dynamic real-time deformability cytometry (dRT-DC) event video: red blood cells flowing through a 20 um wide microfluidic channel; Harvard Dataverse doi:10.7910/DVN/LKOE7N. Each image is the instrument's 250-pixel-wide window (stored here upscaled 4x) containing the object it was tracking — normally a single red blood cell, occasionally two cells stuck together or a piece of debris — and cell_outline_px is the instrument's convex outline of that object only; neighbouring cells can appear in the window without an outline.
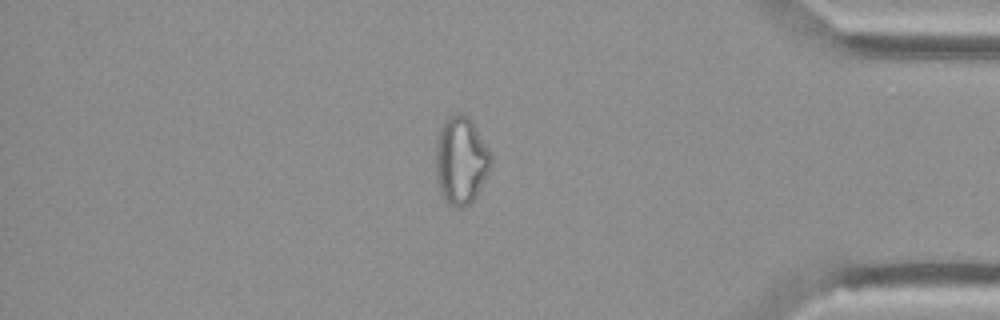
{"species": "Egyptian fruit bat (a non-hibernating species)", "species_latin": "Rousettus aegyptiacus", "temperature_condition": "cold", "stored_images_in_passage": 50, "camera_frame_rate_fps": 3000, "um_per_image_px": 0.085, "animal": {"sex": "female"}, "frame": {"image": 1, "passage_image": 42, "time_ms": 13.667, "image_size_px": [1000, 320], "cell_outline_px": [[492, 164], [476, 196], [464, 208], [456, 208], [448, 204], [444, 200], [440, 188], [436, 172], [436, 140], [440, 128], [448, 116], [456, 112], [460, 112], [468, 116], [472, 120], [488, 148], [492, 156]], "centroid_in_image_um": [39.18, 13.61], "position_along_channel_um": 396.0, "area_um2": 28.26}}